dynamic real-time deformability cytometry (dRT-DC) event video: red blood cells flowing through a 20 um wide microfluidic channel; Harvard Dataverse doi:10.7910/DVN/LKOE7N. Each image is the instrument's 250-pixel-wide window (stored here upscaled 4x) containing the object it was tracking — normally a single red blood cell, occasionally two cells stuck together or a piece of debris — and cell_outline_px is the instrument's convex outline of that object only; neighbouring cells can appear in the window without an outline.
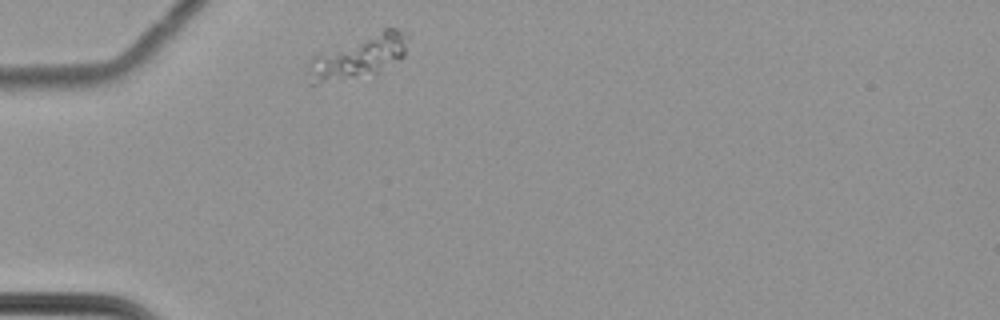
{"species": "common noctule bat (a hibernating species)", "species_latin": "Nyctalus noctula", "temperature_condition": "cold", "stored_images_in_passage": 36, "camera_frame_rate_fps": 3000, "um_per_image_px": 0.085, "animal": {"sex": "female", "body_mass_g": 22.7, "forearm_length_mm": 54.2}, "frame": {"image": 1, "passage_image": 1, "time_ms": 0.0, "image_size_px": [1000, 320], "cell_outline_px": [[408, 36], [404, 56], [376, 72], [316, 84], [308, 84], [308, 64], [312, 56], [384, 28], [400, 28], [408, 32]], "centroid_in_image_um": [30.48, 4.79], "position_along_channel_um": 54.5, "area_um2": 24.39}}
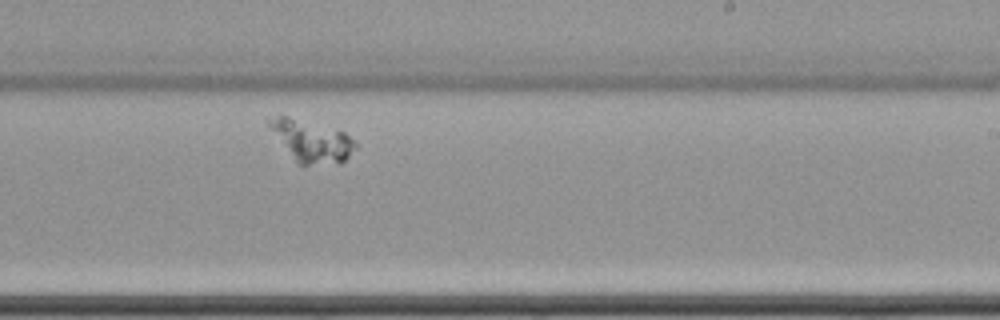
{"frame": {"image": 2, "passage_image": 22, "time_ms": 7.0, "image_size_px": [1000, 320], "cell_outline_px": [[356, 148], [340, 164], [304, 168], [296, 160], [264, 124], [264, 120], [280, 112], [344, 132], [356, 144]], "centroid_in_image_um": [26.39, 11.97], "position_along_channel_um": 262.6, "area_um2": 21.73}}
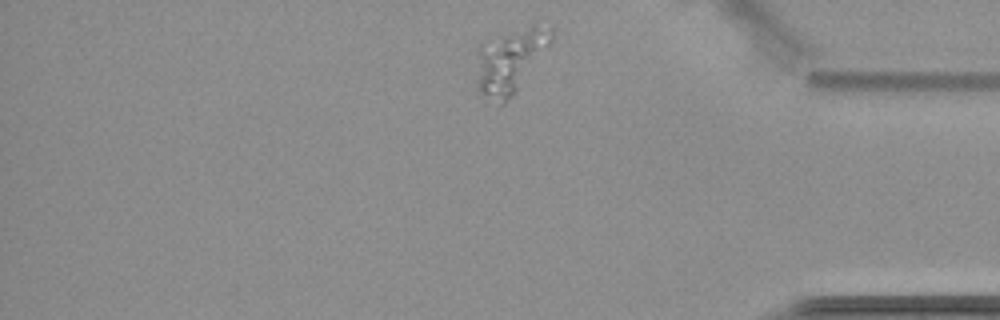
{"frame": {"image": 3, "passage_image": 36, "time_ms": 11.667, "image_size_px": [1000, 320], "cell_outline_px": [[552, 40], [508, 100], [504, 104], [500, 104], [480, 92], [476, 84], [476, 52], [480, 44], [540, 16], [552, 28]], "centroid_in_image_um": [43.39, 4.98], "position_along_channel_um": 391.8, "area_um2": 28.61}}